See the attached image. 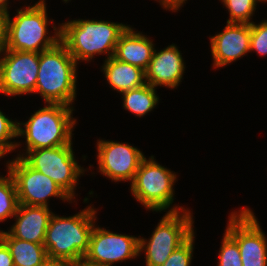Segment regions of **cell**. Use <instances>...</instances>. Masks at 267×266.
Returning a JSON list of instances; mask_svg holds the SVG:
<instances>
[{
  "mask_svg": "<svg viewBox=\"0 0 267 266\" xmlns=\"http://www.w3.org/2000/svg\"><path fill=\"white\" fill-rule=\"evenodd\" d=\"M96 213L90 205L69 217L52 214L44 241L50 262H73L84 258Z\"/></svg>",
  "mask_w": 267,
  "mask_h": 266,
  "instance_id": "6da1fadb",
  "label": "cell"
},
{
  "mask_svg": "<svg viewBox=\"0 0 267 266\" xmlns=\"http://www.w3.org/2000/svg\"><path fill=\"white\" fill-rule=\"evenodd\" d=\"M60 25V41L78 61H91L95 55L114 56L117 42L129 25L102 20H71Z\"/></svg>",
  "mask_w": 267,
  "mask_h": 266,
  "instance_id": "7a4b0ae2",
  "label": "cell"
},
{
  "mask_svg": "<svg viewBox=\"0 0 267 266\" xmlns=\"http://www.w3.org/2000/svg\"><path fill=\"white\" fill-rule=\"evenodd\" d=\"M77 63L60 41L39 53V70L34 94L45 103L71 106L76 98Z\"/></svg>",
  "mask_w": 267,
  "mask_h": 266,
  "instance_id": "3957f363",
  "label": "cell"
},
{
  "mask_svg": "<svg viewBox=\"0 0 267 266\" xmlns=\"http://www.w3.org/2000/svg\"><path fill=\"white\" fill-rule=\"evenodd\" d=\"M73 108L63 104L47 103L45 107L34 112L25 123L17 122V138H26V153L29 150L70 144L76 124V119L71 116Z\"/></svg>",
  "mask_w": 267,
  "mask_h": 266,
  "instance_id": "277c9868",
  "label": "cell"
},
{
  "mask_svg": "<svg viewBox=\"0 0 267 266\" xmlns=\"http://www.w3.org/2000/svg\"><path fill=\"white\" fill-rule=\"evenodd\" d=\"M45 0L17 10L16 16L7 24L5 50L41 53L60 42V27L53 25L54 36L48 34V14Z\"/></svg>",
  "mask_w": 267,
  "mask_h": 266,
  "instance_id": "5b68a950",
  "label": "cell"
},
{
  "mask_svg": "<svg viewBox=\"0 0 267 266\" xmlns=\"http://www.w3.org/2000/svg\"><path fill=\"white\" fill-rule=\"evenodd\" d=\"M191 212L173 206L162 217L149 240L139 238V254L145 253L146 266H162L172 252L182 245L193 233Z\"/></svg>",
  "mask_w": 267,
  "mask_h": 266,
  "instance_id": "8992f818",
  "label": "cell"
},
{
  "mask_svg": "<svg viewBox=\"0 0 267 266\" xmlns=\"http://www.w3.org/2000/svg\"><path fill=\"white\" fill-rule=\"evenodd\" d=\"M145 158L131 183V193L148 210L161 212L174 202L175 172L165 168L154 160Z\"/></svg>",
  "mask_w": 267,
  "mask_h": 266,
  "instance_id": "52a82bcc",
  "label": "cell"
},
{
  "mask_svg": "<svg viewBox=\"0 0 267 266\" xmlns=\"http://www.w3.org/2000/svg\"><path fill=\"white\" fill-rule=\"evenodd\" d=\"M72 144L71 142L59 147L29 150L17 157H22L32 168L50 177L74 200L78 178L84 174L85 169L78 165Z\"/></svg>",
  "mask_w": 267,
  "mask_h": 266,
  "instance_id": "ba28073f",
  "label": "cell"
},
{
  "mask_svg": "<svg viewBox=\"0 0 267 266\" xmlns=\"http://www.w3.org/2000/svg\"><path fill=\"white\" fill-rule=\"evenodd\" d=\"M7 169L16 186L19 204L48 206L49 198L72 199L48 176L32 168L22 157L8 161ZM48 200V201H47Z\"/></svg>",
  "mask_w": 267,
  "mask_h": 266,
  "instance_id": "9c48e42d",
  "label": "cell"
},
{
  "mask_svg": "<svg viewBox=\"0 0 267 266\" xmlns=\"http://www.w3.org/2000/svg\"><path fill=\"white\" fill-rule=\"evenodd\" d=\"M226 232L237 242L242 266H267V238L250 208L231 212Z\"/></svg>",
  "mask_w": 267,
  "mask_h": 266,
  "instance_id": "30bf717a",
  "label": "cell"
},
{
  "mask_svg": "<svg viewBox=\"0 0 267 266\" xmlns=\"http://www.w3.org/2000/svg\"><path fill=\"white\" fill-rule=\"evenodd\" d=\"M1 55L0 93L6 96L34 93L39 70V53L4 50Z\"/></svg>",
  "mask_w": 267,
  "mask_h": 266,
  "instance_id": "8fae6325",
  "label": "cell"
},
{
  "mask_svg": "<svg viewBox=\"0 0 267 266\" xmlns=\"http://www.w3.org/2000/svg\"><path fill=\"white\" fill-rule=\"evenodd\" d=\"M139 237L113 233L94 226L84 260L97 266H113L139 256Z\"/></svg>",
  "mask_w": 267,
  "mask_h": 266,
  "instance_id": "7c38bea8",
  "label": "cell"
},
{
  "mask_svg": "<svg viewBox=\"0 0 267 266\" xmlns=\"http://www.w3.org/2000/svg\"><path fill=\"white\" fill-rule=\"evenodd\" d=\"M98 170L114 182L132 183L141 162L146 158L142 151L128 143L97 140Z\"/></svg>",
  "mask_w": 267,
  "mask_h": 266,
  "instance_id": "4fadbf2b",
  "label": "cell"
},
{
  "mask_svg": "<svg viewBox=\"0 0 267 266\" xmlns=\"http://www.w3.org/2000/svg\"><path fill=\"white\" fill-rule=\"evenodd\" d=\"M210 39L213 67H225L250 52V24L227 23L224 31Z\"/></svg>",
  "mask_w": 267,
  "mask_h": 266,
  "instance_id": "5bb4252c",
  "label": "cell"
},
{
  "mask_svg": "<svg viewBox=\"0 0 267 266\" xmlns=\"http://www.w3.org/2000/svg\"><path fill=\"white\" fill-rule=\"evenodd\" d=\"M175 44L168 45L157 52L154 49L152 59L145 70L146 83L153 86L176 88L183 79L185 63Z\"/></svg>",
  "mask_w": 267,
  "mask_h": 266,
  "instance_id": "9a60e30c",
  "label": "cell"
},
{
  "mask_svg": "<svg viewBox=\"0 0 267 266\" xmlns=\"http://www.w3.org/2000/svg\"><path fill=\"white\" fill-rule=\"evenodd\" d=\"M53 212L49 207L19 204L14 225L8 233L20 240L44 244L49 220Z\"/></svg>",
  "mask_w": 267,
  "mask_h": 266,
  "instance_id": "2e32d148",
  "label": "cell"
},
{
  "mask_svg": "<svg viewBox=\"0 0 267 266\" xmlns=\"http://www.w3.org/2000/svg\"><path fill=\"white\" fill-rule=\"evenodd\" d=\"M154 49L153 41L128 26L117 42L114 57L145 71L152 59Z\"/></svg>",
  "mask_w": 267,
  "mask_h": 266,
  "instance_id": "e0dca14e",
  "label": "cell"
},
{
  "mask_svg": "<svg viewBox=\"0 0 267 266\" xmlns=\"http://www.w3.org/2000/svg\"><path fill=\"white\" fill-rule=\"evenodd\" d=\"M102 71L108 84L119 93L146 84L145 71L143 69L119 61L114 56L105 59Z\"/></svg>",
  "mask_w": 267,
  "mask_h": 266,
  "instance_id": "ac0fdd59",
  "label": "cell"
},
{
  "mask_svg": "<svg viewBox=\"0 0 267 266\" xmlns=\"http://www.w3.org/2000/svg\"><path fill=\"white\" fill-rule=\"evenodd\" d=\"M0 239L9 248L14 266H46L50 262L44 244L14 238L3 230Z\"/></svg>",
  "mask_w": 267,
  "mask_h": 266,
  "instance_id": "d6986e66",
  "label": "cell"
},
{
  "mask_svg": "<svg viewBox=\"0 0 267 266\" xmlns=\"http://www.w3.org/2000/svg\"><path fill=\"white\" fill-rule=\"evenodd\" d=\"M123 96V107L137 117H143L158 105L159 96L156 88L149 84L121 93Z\"/></svg>",
  "mask_w": 267,
  "mask_h": 266,
  "instance_id": "ffe728a7",
  "label": "cell"
},
{
  "mask_svg": "<svg viewBox=\"0 0 267 266\" xmlns=\"http://www.w3.org/2000/svg\"><path fill=\"white\" fill-rule=\"evenodd\" d=\"M0 176V222L13 218L19 206L16 186L11 174Z\"/></svg>",
  "mask_w": 267,
  "mask_h": 266,
  "instance_id": "44dd1931",
  "label": "cell"
},
{
  "mask_svg": "<svg viewBox=\"0 0 267 266\" xmlns=\"http://www.w3.org/2000/svg\"><path fill=\"white\" fill-rule=\"evenodd\" d=\"M229 12L227 23H247L251 24L256 5L263 0H221Z\"/></svg>",
  "mask_w": 267,
  "mask_h": 266,
  "instance_id": "7402d4cb",
  "label": "cell"
},
{
  "mask_svg": "<svg viewBox=\"0 0 267 266\" xmlns=\"http://www.w3.org/2000/svg\"><path fill=\"white\" fill-rule=\"evenodd\" d=\"M15 137L17 138V122L15 120L12 121L8 116L6 117L0 110V155L2 157L21 145L16 141H10Z\"/></svg>",
  "mask_w": 267,
  "mask_h": 266,
  "instance_id": "603a6c76",
  "label": "cell"
},
{
  "mask_svg": "<svg viewBox=\"0 0 267 266\" xmlns=\"http://www.w3.org/2000/svg\"><path fill=\"white\" fill-rule=\"evenodd\" d=\"M218 254V266H242L237 242L225 231Z\"/></svg>",
  "mask_w": 267,
  "mask_h": 266,
  "instance_id": "cb8c5ba5",
  "label": "cell"
},
{
  "mask_svg": "<svg viewBox=\"0 0 267 266\" xmlns=\"http://www.w3.org/2000/svg\"><path fill=\"white\" fill-rule=\"evenodd\" d=\"M194 235L195 233L176 248L162 266H190L194 250Z\"/></svg>",
  "mask_w": 267,
  "mask_h": 266,
  "instance_id": "d4e9b609",
  "label": "cell"
},
{
  "mask_svg": "<svg viewBox=\"0 0 267 266\" xmlns=\"http://www.w3.org/2000/svg\"><path fill=\"white\" fill-rule=\"evenodd\" d=\"M252 51L267 56V20H262L260 24H250V52Z\"/></svg>",
  "mask_w": 267,
  "mask_h": 266,
  "instance_id": "484cf974",
  "label": "cell"
},
{
  "mask_svg": "<svg viewBox=\"0 0 267 266\" xmlns=\"http://www.w3.org/2000/svg\"><path fill=\"white\" fill-rule=\"evenodd\" d=\"M9 12L0 9V55L6 49Z\"/></svg>",
  "mask_w": 267,
  "mask_h": 266,
  "instance_id": "4316f807",
  "label": "cell"
},
{
  "mask_svg": "<svg viewBox=\"0 0 267 266\" xmlns=\"http://www.w3.org/2000/svg\"><path fill=\"white\" fill-rule=\"evenodd\" d=\"M0 266H14L13 258L7 245L0 239Z\"/></svg>",
  "mask_w": 267,
  "mask_h": 266,
  "instance_id": "83f0119b",
  "label": "cell"
},
{
  "mask_svg": "<svg viewBox=\"0 0 267 266\" xmlns=\"http://www.w3.org/2000/svg\"><path fill=\"white\" fill-rule=\"evenodd\" d=\"M187 0H159L158 2L165 9H170L172 12H177Z\"/></svg>",
  "mask_w": 267,
  "mask_h": 266,
  "instance_id": "f1b7e54d",
  "label": "cell"
},
{
  "mask_svg": "<svg viewBox=\"0 0 267 266\" xmlns=\"http://www.w3.org/2000/svg\"><path fill=\"white\" fill-rule=\"evenodd\" d=\"M69 266H97L96 264L89 263L84 259L75 260L73 262H69Z\"/></svg>",
  "mask_w": 267,
  "mask_h": 266,
  "instance_id": "f546056e",
  "label": "cell"
},
{
  "mask_svg": "<svg viewBox=\"0 0 267 266\" xmlns=\"http://www.w3.org/2000/svg\"><path fill=\"white\" fill-rule=\"evenodd\" d=\"M9 0H0V9H2V10H5V11H7V12H9L8 11V4H9V2H8Z\"/></svg>",
  "mask_w": 267,
  "mask_h": 266,
  "instance_id": "4dcf8cb0",
  "label": "cell"
},
{
  "mask_svg": "<svg viewBox=\"0 0 267 266\" xmlns=\"http://www.w3.org/2000/svg\"><path fill=\"white\" fill-rule=\"evenodd\" d=\"M46 266H69V262H49Z\"/></svg>",
  "mask_w": 267,
  "mask_h": 266,
  "instance_id": "1f68e13d",
  "label": "cell"
}]
</instances>
